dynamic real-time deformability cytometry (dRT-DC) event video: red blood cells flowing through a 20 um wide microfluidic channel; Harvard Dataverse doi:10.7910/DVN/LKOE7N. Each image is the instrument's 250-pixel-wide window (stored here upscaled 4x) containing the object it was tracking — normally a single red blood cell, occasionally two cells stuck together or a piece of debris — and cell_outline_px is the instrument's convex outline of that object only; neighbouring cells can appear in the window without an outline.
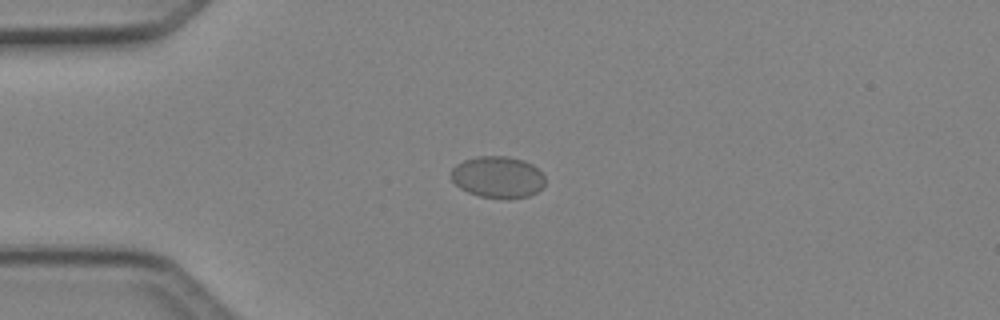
{"species": "Egyptian fruit bat (a non-hibernating species)", "species_latin": "Rousettus aegyptiacus", "temperature_condition": "cold", "stored_images_in_passage": 36, "camera_frame_rate_fps": 3000, "um_per_image_px": 0.085, "animal": {"sex": "female"}, "frame": {"image": 1, "passage_image": 7, "time_ms": 2.0, "image_size_px": [1000, 320], "cell_outline_px": [[544, 188], [528, 196], [508, 200], [480, 196], [468, 192], [460, 188], [448, 176], [452, 168], [456, 164], [464, 160], [476, 156], [508, 156], [524, 160], [532, 164], [544, 176]], "centroid_in_image_um": [42.29, 15.06], "position_along_channel_um": 42.7, "area_um2": 23.18}}
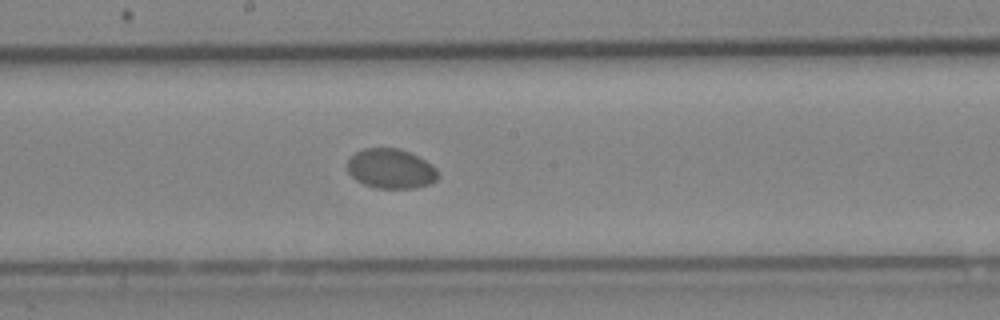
{"frame": {"image": 2, "passage_image": 21, "time_ms": 6.667, "image_size_px": [1000, 320], "cell_outline_px": [[440, 176], [432, 184], [416, 188], [376, 188], [364, 184], [356, 180], [348, 172], [348, 160], [356, 152], [364, 148], [400, 148], [432, 164], [440, 172]], "centroid_in_image_um": [33.26, 14.35], "position_along_channel_um": 214.9, "area_um2": 21.1}}
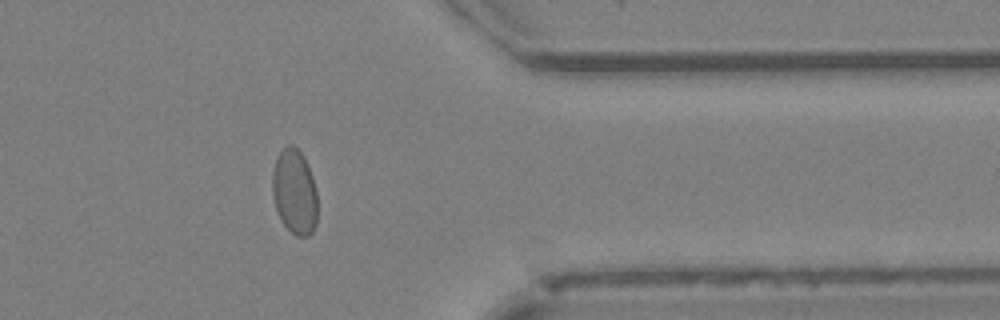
{"frame": {"image": 3, "passage_image": 34, "time_ms": 11.0, "image_size_px": [1000, 320], "cell_outline_px": [[316, 224], [312, 232], [308, 236], [296, 236], [280, 220], [272, 196], [272, 172], [276, 156], [288, 144], [292, 144], [304, 156], [312, 176], [316, 192]], "centroid_in_image_um": [25.01, 16.29], "position_along_channel_um": 386.4, "area_um2": 22.37}}